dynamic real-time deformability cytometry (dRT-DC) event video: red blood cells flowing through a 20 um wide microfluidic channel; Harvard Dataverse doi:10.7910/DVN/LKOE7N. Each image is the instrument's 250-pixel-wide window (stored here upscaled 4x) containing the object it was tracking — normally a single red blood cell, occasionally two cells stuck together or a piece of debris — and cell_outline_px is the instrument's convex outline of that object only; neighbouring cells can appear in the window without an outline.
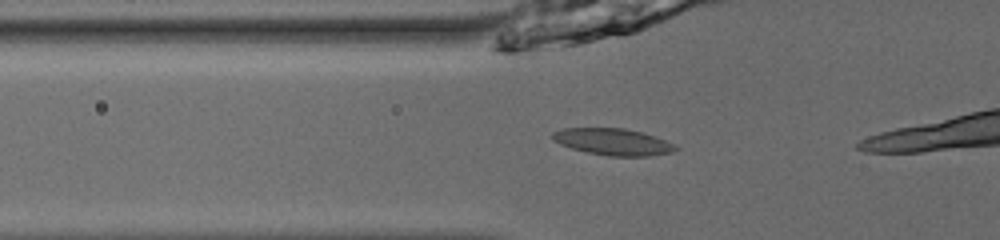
{"species": "common noctule bat (a hibernating species)", "species_latin": "Nyctalus noctula", "temperature_condition": "room temperature", "stored_images_in_passage": 19, "camera_frame_rate_fps": 3000, "um_per_image_px": 0.085, "animal": {"sex": "male", "body_mass_g": 13.0, "forearm_length_mm": 53.1}, "frame": {"image": 1, "passage_image": 13, "time_ms": 4.0, "image_size_px": [1000, 240], "cell_outline_px": [[680, 148], [672, 152], [648, 156], [608, 156], [588, 152], [572, 148], [560, 144], [552, 140], [552, 132], [564, 128], [624, 128], [644, 132], [656, 136]], "centroid_in_image_um": [52.1, 12.05], "position_along_channel_um": 73.7, "area_um2": 19.13}}
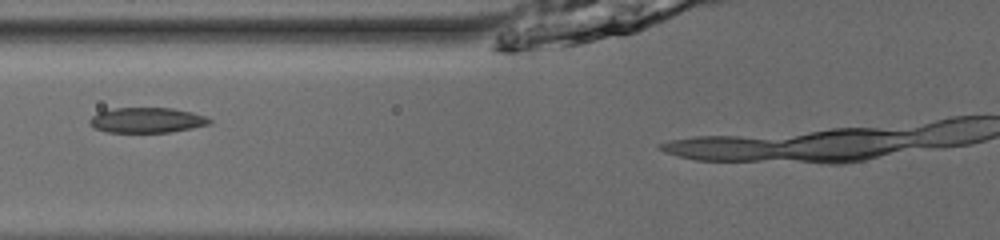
{"frame": {"image": 2, "passage_image": 16, "time_ms": 5.0, "image_size_px": [1000, 240], "cell_outline_px": [[212, 124], [192, 128], [168, 132], [108, 132], [96, 128], [88, 124], [88, 120], [96, 112], [116, 108], [172, 108], [192, 112], [204, 116], [212, 120]], "centroid_in_image_um": [12.47, 10.21], "position_along_channel_um": 113.3, "area_um2": 17.63}}